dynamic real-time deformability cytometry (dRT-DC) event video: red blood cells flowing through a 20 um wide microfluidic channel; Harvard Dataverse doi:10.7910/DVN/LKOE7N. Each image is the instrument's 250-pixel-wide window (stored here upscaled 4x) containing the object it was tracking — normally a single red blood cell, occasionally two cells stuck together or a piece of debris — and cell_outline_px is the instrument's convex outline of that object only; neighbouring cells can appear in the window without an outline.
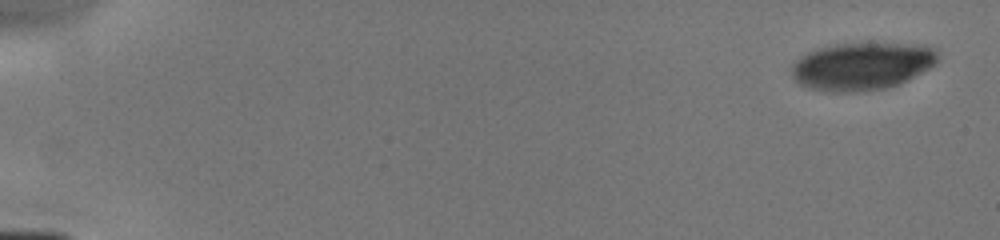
{"species": "human", "species_latin": "Homo sapiens", "temperature_condition": "cold", "stored_images_in_passage": 6, "camera_frame_rate_fps": 3000, "um_per_image_px": 0.085, "donor": {"sex": "male"}, "frame": {"image": 1, "passage_image": 1, "time_ms": 0.0, "image_size_px": [1000, 240], "cell_outline_px": [[940, 60], [936, 64], [900, 84], [884, 88], [860, 92], [836, 92], [812, 88], [800, 84], [792, 76], [792, 64], [800, 56], [816, 48], [836, 44], [924, 44], [936, 48], [940, 56]], "centroid_in_image_um": [73.31, 5.61], "position_along_channel_um": 11.7, "area_um2": 40.63}}
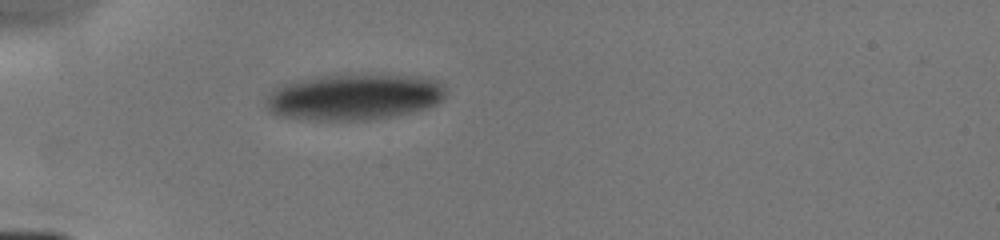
{"frame": {"image": 2, "passage_image": 6, "time_ms": 4.667, "image_size_px": [1000, 240], "cell_outline_px": [[448, 92], [436, 104], [428, 108], [396, 116], [368, 120], [300, 120], [276, 116], [268, 112], [264, 100], [276, 88], [284, 84], [296, 80], [320, 76], [352, 72], [368, 72], [420, 76], [436, 80], [444, 84]], "centroid_in_image_um": [30.12, 8.21], "position_along_channel_um": 54.9, "area_um2": 50.17}}